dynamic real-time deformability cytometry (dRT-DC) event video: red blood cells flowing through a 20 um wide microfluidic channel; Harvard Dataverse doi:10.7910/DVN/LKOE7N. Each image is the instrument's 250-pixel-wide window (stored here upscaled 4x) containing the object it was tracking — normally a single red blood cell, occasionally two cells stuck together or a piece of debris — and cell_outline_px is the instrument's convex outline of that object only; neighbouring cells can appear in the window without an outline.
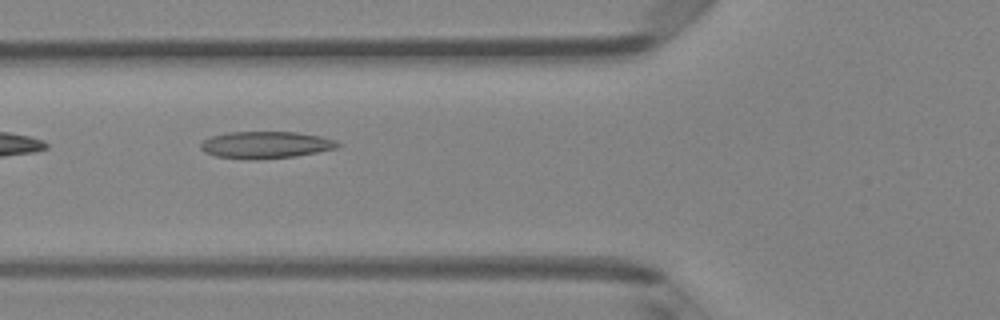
{"species": "Egyptian fruit bat (a non-hibernating species)", "species_latin": "Rousettus aegyptiacus", "temperature_condition": "room temperature", "stored_images_in_passage": 5, "camera_frame_rate_fps": 3000, "um_per_image_px": 0.085, "animal": {"sex": "female"}, "frame": {"image": 1, "passage_image": 5, "time_ms": 4.667, "image_size_px": [1000, 320], "cell_outline_px": [[340, 144], [336, 148], [296, 156], [256, 160], [244, 160], [216, 156], [204, 152], [200, 148], [200, 144], [204, 140], [212, 136], [228, 132], [296, 132], [320, 136], [336, 140]], "centroid_in_image_um": [22.55, 12.32], "position_along_channel_um": 103.2, "area_um2": 21.62}}